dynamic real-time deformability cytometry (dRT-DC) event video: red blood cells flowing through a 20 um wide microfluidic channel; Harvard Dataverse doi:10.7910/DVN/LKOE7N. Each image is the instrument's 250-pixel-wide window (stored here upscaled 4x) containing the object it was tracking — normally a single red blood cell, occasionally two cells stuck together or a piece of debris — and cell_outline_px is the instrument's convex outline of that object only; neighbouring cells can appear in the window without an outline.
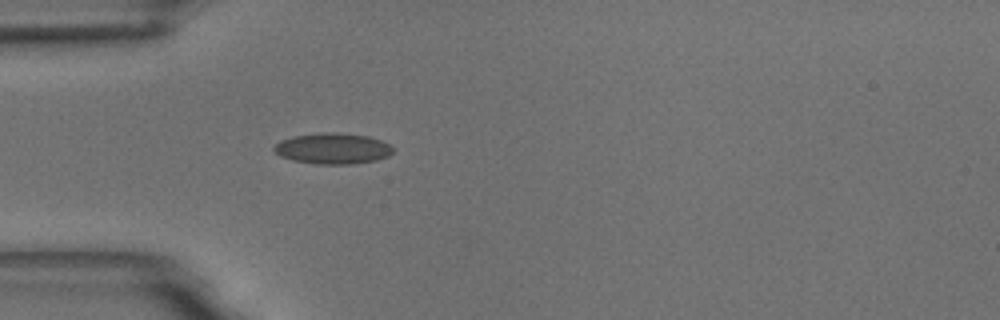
{"species": "common noctule bat (a hibernating species)", "species_latin": "Nyctalus noctula", "temperature_condition": "room temperature", "stored_images_in_passage": 40, "camera_frame_rate_fps": 3000, "um_per_image_px": 0.085, "animal": {"sex": "male", "body_mass_g": 18.8}, "frame": {"image": 1, "passage_image": 1, "time_ms": 0.0, "image_size_px": [1000, 320], "cell_outline_px": [[392, 152], [388, 156], [376, 160], [352, 164], [316, 164], [292, 160], [280, 156], [272, 148], [280, 140], [292, 136], [320, 132], [332, 132], [368, 136], [380, 140], [388, 144], [392, 148]], "centroid_in_image_um": [28.25, 12.62], "position_along_channel_um": 56.8, "area_um2": 21.39}}
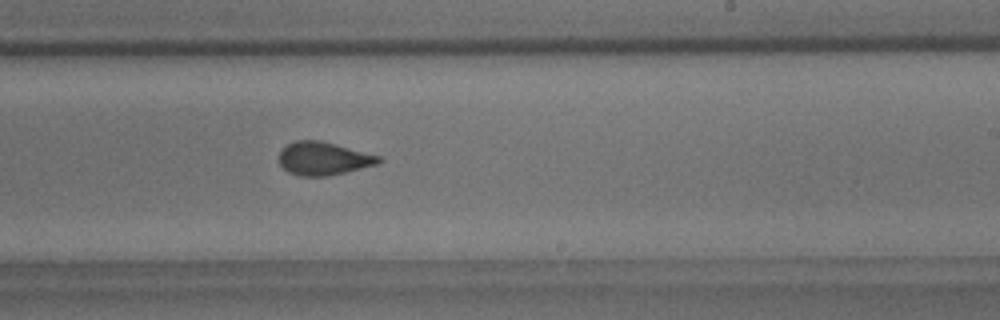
{"frame": {"image": 2, "passage_image": 18, "time_ms": 5.667, "image_size_px": [1000, 320], "cell_outline_px": [[384, 160], [380, 164], [328, 176], [300, 176], [288, 172], [280, 164], [280, 152], [288, 144], [296, 140], [320, 140], [336, 144], [380, 156]], "centroid_in_image_um": [27.54, 13.48], "position_along_channel_um": 261.5, "area_um2": 19.25}}
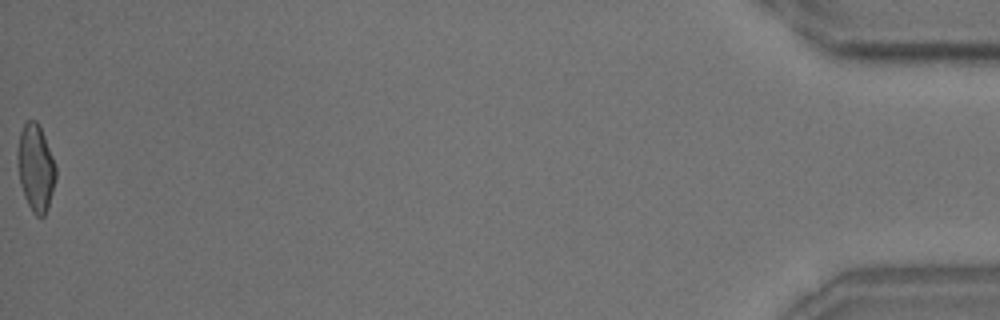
{"frame": {"image": 3, "passage_image": 40, "time_ms": 13.0, "image_size_px": [1000, 320], "cell_outline_px": [[56, 180], [48, 208], [44, 216], [36, 216], [32, 212], [24, 196], [20, 184], [16, 164], [16, 148], [20, 132], [24, 124], [28, 120], [36, 120], [44, 136], [56, 164]], "centroid_in_image_um": [3.01, 14.27], "position_along_channel_um": 432.2, "area_um2": 19.71}, "authors_computed_cell_mechanics": {"area_um2": 19.3341, "velocity_mm_per_s": 3.6825, "shape_relaxation_time_tau1_ms": 5.8148, "shape_relaxation_time_tau2_ms": 1.0971, "deformation_change_tau1": 0.1391, "deformation_change_tau2": 0.0646}}